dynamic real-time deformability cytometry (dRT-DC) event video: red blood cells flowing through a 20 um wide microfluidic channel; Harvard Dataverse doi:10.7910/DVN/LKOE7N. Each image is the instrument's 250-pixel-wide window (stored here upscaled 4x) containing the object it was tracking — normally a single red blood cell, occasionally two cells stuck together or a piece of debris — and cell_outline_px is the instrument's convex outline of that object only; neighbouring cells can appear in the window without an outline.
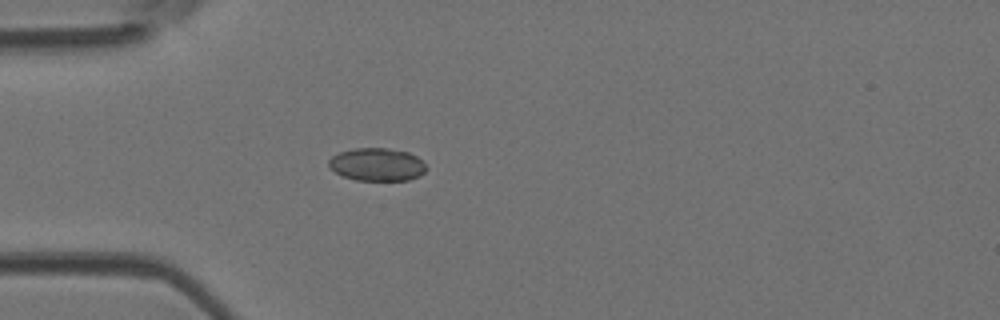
{"species": "Egyptian fruit bat (a non-hibernating species)", "species_latin": "Rousettus aegyptiacus", "temperature_condition": "room temperature", "stored_images_in_passage": 42, "camera_frame_rate_fps": 3000, "um_per_image_px": 0.085, "animal": {"sex": "female"}, "frame": {"image": 1, "passage_image": 14, "time_ms": 4.333, "image_size_px": [1000, 320], "cell_outline_px": [[424, 168], [416, 176], [404, 180], [364, 180], [348, 176], [332, 168], [332, 160], [336, 156], [344, 152], [368, 148], [380, 148], [404, 152], [420, 160]], "centroid_in_image_um": [32.09, 13.99], "position_along_channel_um": 52.9, "area_um2": 16.76}}
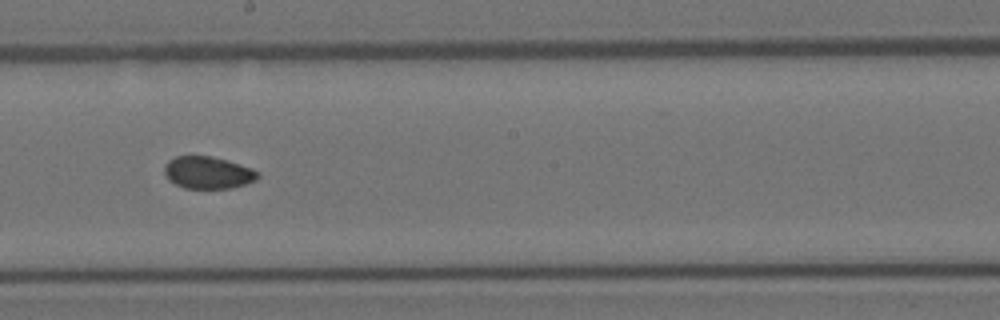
{"frame": {"image": 2, "passage_image": 27, "time_ms": 8.667, "image_size_px": [1000, 320], "cell_outline_px": [[256, 176], [252, 180], [240, 184], [220, 188], [192, 188], [180, 184], [172, 180], [168, 176], [168, 164], [172, 160], [180, 156], [204, 156], [224, 160], [236, 164], [256, 172]], "centroid_in_image_um": [17.65, 14.66], "position_along_channel_um": 230.5, "area_um2": 15.61}}
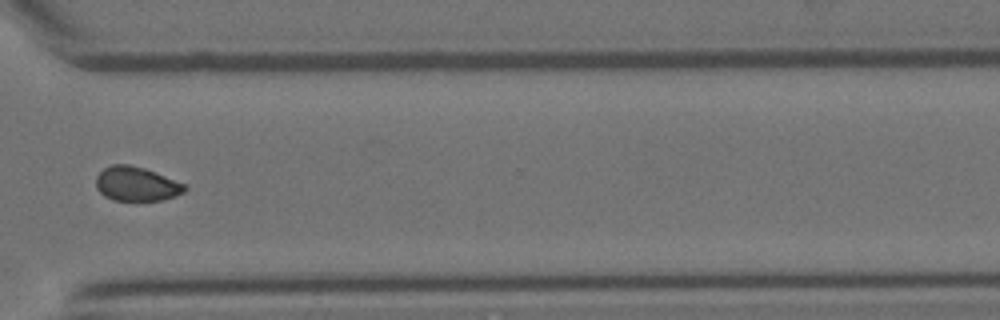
{"frame": {"image": 3, "passage_image": 36, "time_ms": 11.667, "image_size_px": [1000, 320], "cell_outline_px": [[184, 188], [180, 192], [172, 196], [156, 200], [120, 200], [108, 196], [96, 184], [96, 180], [100, 172], [116, 164], [120, 164], [152, 172], [184, 184]], "centroid_in_image_um": [11.58, 15.65], "position_along_channel_um": 359.0, "area_um2": 16.01}, "authors_computed_cell_mechanics": {"area_um2": 15.895, "velocity_mm_per_s": 4.2911, "shape_relaxation_time_tau1_ms": null, "shape_relaxation_time_tau2_ms": 0.9549, "deformation_change_tau1": null, "deformation_change_tau2": 0.0423}}